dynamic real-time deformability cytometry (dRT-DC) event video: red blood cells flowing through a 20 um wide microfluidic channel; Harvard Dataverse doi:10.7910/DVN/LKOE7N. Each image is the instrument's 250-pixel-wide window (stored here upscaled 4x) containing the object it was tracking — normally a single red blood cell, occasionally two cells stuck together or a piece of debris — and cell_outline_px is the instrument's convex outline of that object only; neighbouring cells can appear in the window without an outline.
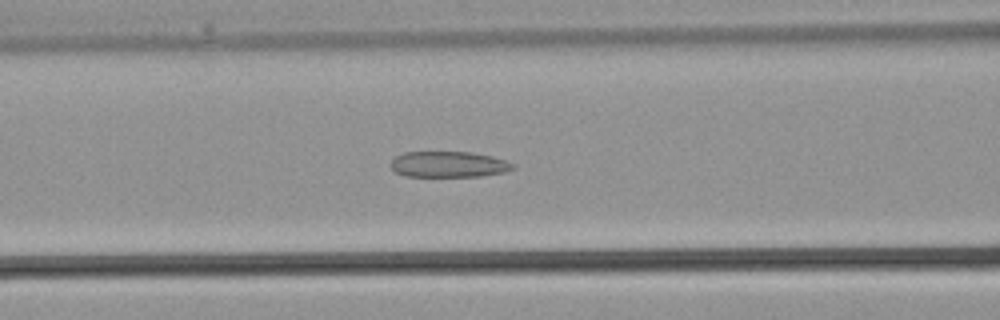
{"species": "common noctule bat (a hibernating species)", "species_latin": "Nyctalus noctula", "temperature_condition": "warm", "stored_images_in_passage": 27, "camera_frame_rate_fps": 3000, "um_per_image_px": 0.085, "animal": {"sex": "male", "body_mass_g": 21.5, "forearm_length_mm": 52.0}, "frame": {"image": 1, "passage_image": 6, "time_ms": 1.667, "image_size_px": [1000, 320], "cell_outline_px": [[516, 168], [504, 172], [480, 176], [404, 176], [396, 172], [392, 168], [392, 160], [396, 156], [404, 152], [472, 152], [492, 156], [516, 164]], "centroid_in_image_um": [38.17, 13.96], "position_along_channel_um": 128.4, "area_um2": 18.38}}
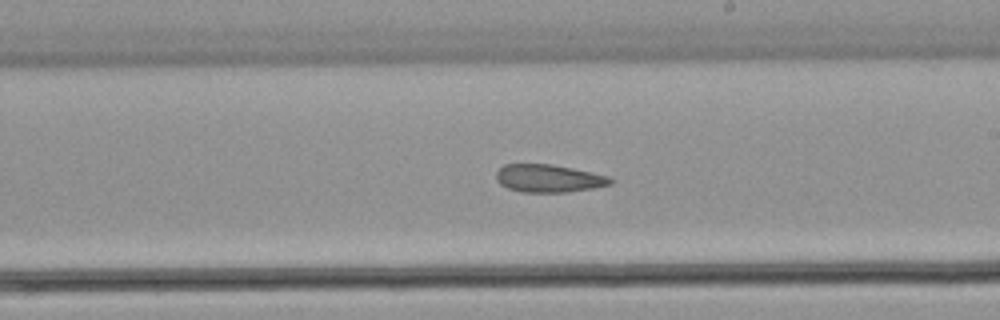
{"frame": {"image": 2, "passage_image": 12, "time_ms": 3.667, "image_size_px": [1000, 320], "cell_outline_px": [[616, 180], [612, 184], [592, 188], [568, 192], [520, 192], [508, 188], [500, 184], [496, 180], [496, 172], [504, 164], [552, 164], [572, 168], [608, 176]], "centroid_in_image_um": [46.63, 15.16], "position_along_channel_um": 242.4, "area_um2": 18.55}}
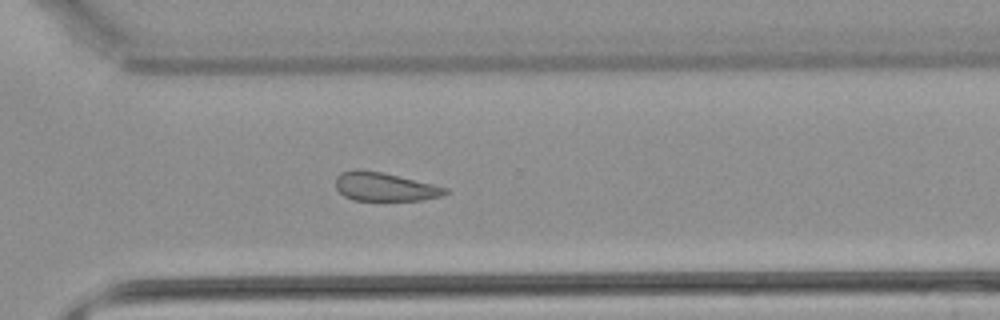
{"frame": {"image": 3, "passage_image": 17, "time_ms": 5.333, "image_size_px": [1000, 320], "cell_outline_px": [[448, 192], [444, 196], [420, 200], [352, 200], [344, 196], [336, 188], [336, 176], [340, 172], [356, 168], [380, 172], [432, 184], [448, 188]], "centroid_in_image_um": [32.66, 15.87], "position_along_channel_um": 337.9, "area_um2": 18.21}}